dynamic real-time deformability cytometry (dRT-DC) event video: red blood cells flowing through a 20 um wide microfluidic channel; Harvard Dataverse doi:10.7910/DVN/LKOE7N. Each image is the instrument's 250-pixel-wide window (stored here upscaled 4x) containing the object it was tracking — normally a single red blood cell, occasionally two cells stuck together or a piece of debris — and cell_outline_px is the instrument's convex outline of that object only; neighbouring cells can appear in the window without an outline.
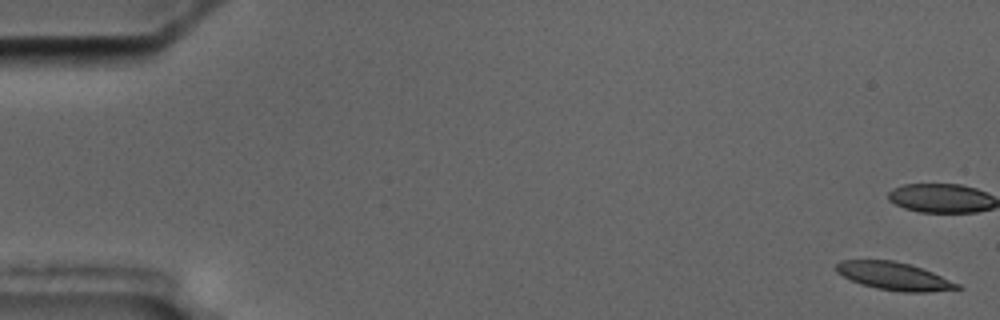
{"species": "common noctule bat (a hibernating species)", "species_latin": "Nyctalus noctula", "temperature_condition": "cold", "stored_images_in_passage": 5, "camera_frame_rate_fps": 3000, "um_per_image_px": 0.085, "animal": {"sex": "male", "body_mass_g": 17.5, "forearm_length_mm": 52.3}, "frame": {"image": 1, "passage_image": 1, "time_ms": 0.0, "image_size_px": [1000, 320], "cell_outline_px": [[964, 288], [928, 292], [904, 292], [876, 288], [860, 284], [836, 272], [836, 264], [840, 260], [892, 260], [912, 264], [932, 272], [960, 284]], "centroid_in_image_um": [76.01, 23.47], "position_along_channel_um": 9.0, "area_um2": 19.65}}